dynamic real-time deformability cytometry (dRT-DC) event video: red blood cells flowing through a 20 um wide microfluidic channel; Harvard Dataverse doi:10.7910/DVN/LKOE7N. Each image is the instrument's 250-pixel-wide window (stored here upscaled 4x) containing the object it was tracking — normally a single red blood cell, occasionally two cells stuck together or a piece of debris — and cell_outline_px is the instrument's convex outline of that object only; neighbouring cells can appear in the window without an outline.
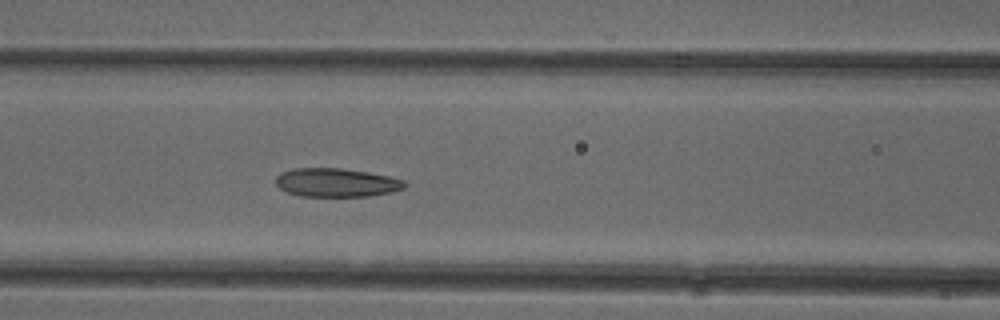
{"species": "common noctule bat (a hibernating species)", "species_latin": "Nyctalus noctula", "temperature_condition": "cold", "stored_images_in_passage": 41, "camera_frame_rate_fps": 3000, "um_per_image_px": 0.085, "animal": {"sex": "female"}, "frame": {"image": 1, "passage_image": 11, "time_ms": 3.333, "image_size_px": [1000, 320], "cell_outline_px": [[408, 184], [404, 188], [392, 192], [368, 196], [300, 196], [288, 192], [280, 188], [276, 184], [276, 176], [280, 172], [292, 168], [340, 168], [368, 172], [388, 176], [404, 180]], "centroid_in_image_um": [28.59, 15.51], "position_along_channel_um": 138.0, "area_um2": 21.56}}
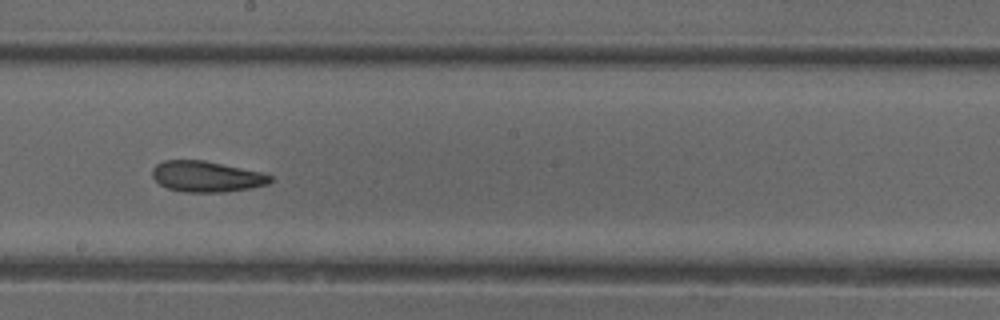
{"frame": {"image": 2, "passage_image": 18, "time_ms": 5.667, "image_size_px": [1000, 320], "cell_outline_px": [[272, 180], [268, 184], [252, 188], [224, 192], [184, 192], [168, 188], [160, 184], [152, 176], [152, 168], [156, 164], [164, 160], [204, 160], [260, 172], [272, 176]], "centroid_in_image_um": [17.54, 15.01], "position_along_channel_um": 230.7, "area_um2": 21.15}}
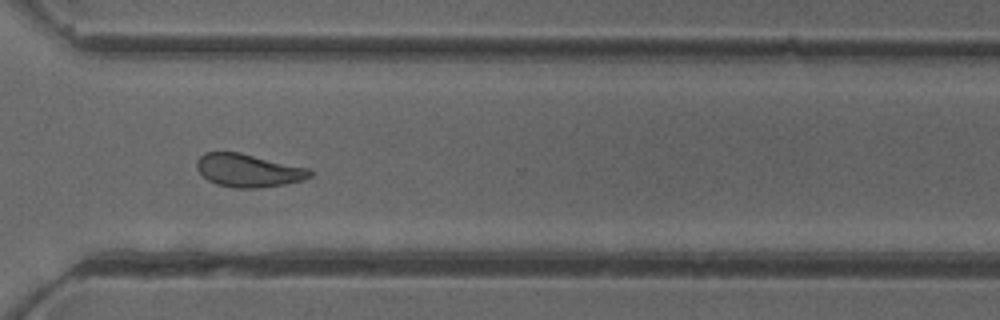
{"frame": {"image": 3, "passage_image": 27, "time_ms": 8.667, "image_size_px": [1000, 320], "cell_outline_px": [[312, 176], [304, 180], [284, 184], [256, 188], [236, 188], [216, 184], [208, 180], [196, 168], [196, 160], [204, 152], [240, 152], [312, 168]], "centroid_in_image_um": [21.14, 14.47], "position_along_channel_um": 349.5, "area_um2": 22.08}, "authors_computed_cell_mechanics": {"area_um2": 21.964, "velocity_mm_per_s": 3.9673, "shape_relaxation_time_tau1_ms": null, "shape_relaxation_time_tau2_ms": 1.929, "deformation_change_tau1": null, "deformation_change_tau2": 0.0724}}